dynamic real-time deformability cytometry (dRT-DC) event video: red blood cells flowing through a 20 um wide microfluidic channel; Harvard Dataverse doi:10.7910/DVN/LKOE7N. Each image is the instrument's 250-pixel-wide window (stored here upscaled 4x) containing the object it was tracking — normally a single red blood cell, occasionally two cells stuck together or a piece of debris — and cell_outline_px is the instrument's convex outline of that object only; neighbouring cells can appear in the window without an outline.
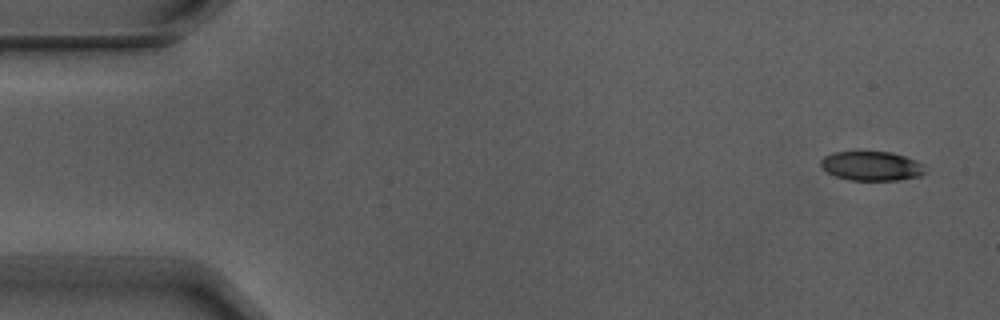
{"species": "Egyptian fruit bat (a non-hibernating species)", "species_latin": "Rousettus aegyptiacus", "temperature_condition": "warm", "stored_images_in_passage": 5, "camera_frame_rate_fps": 3000, "um_per_image_px": 0.085, "animal": {"sex": "male"}, "frame": {"image": 1, "passage_image": 1, "time_ms": 0.0, "image_size_px": [1000, 320], "cell_outline_px": [[924, 172], [920, 176], [896, 180], [848, 180], [836, 176], [828, 172], [820, 164], [820, 160], [824, 156], [836, 152], [892, 152], [916, 160], [924, 164]], "centroid_in_image_um": [74.09, 14.11], "position_along_channel_um": 10.9, "area_um2": 17.69}}
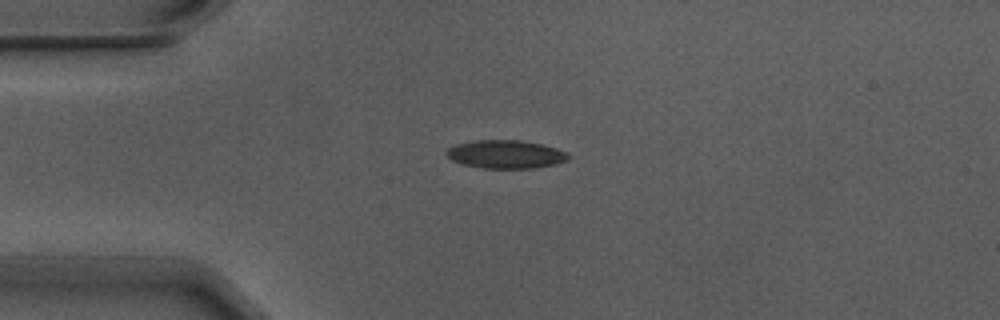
{"frame": {"image": 2, "passage_image": 4, "time_ms": 1.0, "image_size_px": [1000, 320], "cell_outline_px": [[572, 156], [568, 160], [536, 168], [484, 168], [460, 164], [452, 160], [444, 152], [448, 148], [456, 144], [476, 140], [520, 140], [540, 144], [556, 148], [568, 152]], "centroid_in_image_um": [42.98, 13.11], "position_along_channel_um": 42.0, "area_um2": 20.11}}